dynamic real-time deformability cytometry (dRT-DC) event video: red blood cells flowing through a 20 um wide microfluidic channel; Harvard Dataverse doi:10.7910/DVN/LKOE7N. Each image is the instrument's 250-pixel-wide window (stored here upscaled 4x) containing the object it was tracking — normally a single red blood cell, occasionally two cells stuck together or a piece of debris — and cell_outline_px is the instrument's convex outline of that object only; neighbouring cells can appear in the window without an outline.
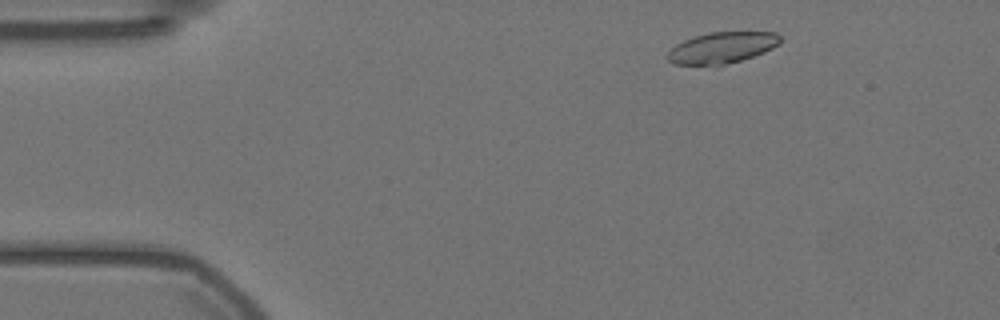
{"species": "Egyptian fruit bat (a non-hibernating species)", "species_latin": "Rousettus aegyptiacus", "temperature_condition": "warm", "stored_images_in_passage": 53, "camera_frame_rate_fps": 3000, "um_per_image_px": 0.085, "animal": {"sex": "female"}, "frame": {"image": 1, "passage_image": 4, "time_ms": 1.0, "image_size_px": [1000, 320], "cell_outline_px": [[780, 44], [764, 52], [716, 68], [676, 64], [668, 60], [664, 56], [676, 44], [684, 40], [708, 32], [776, 32], [780, 36]], "centroid_in_image_um": [61.32, 4.09], "position_along_channel_um": 23.7, "area_um2": 20.98}}
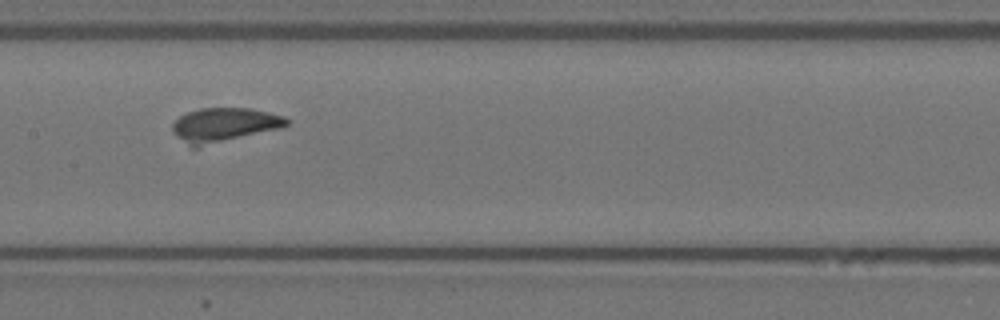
{"frame": {"image": 2, "passage_image": 24, "time_ms": 7.667, "image_size_px": [1000, 320], "cell_outline_px": [[288, 124], [280, 128], [200, 148], [192, 148], [176, 136], [172, 132], [172, 124], [180, 116], [188, 112], [200, 108], [252, 108], [284, 116], [288, 120]], "centroid_in_image_um": [19.02, 10.64], "position_along_channel_um": 188.4, "area_um2": 22.95}}
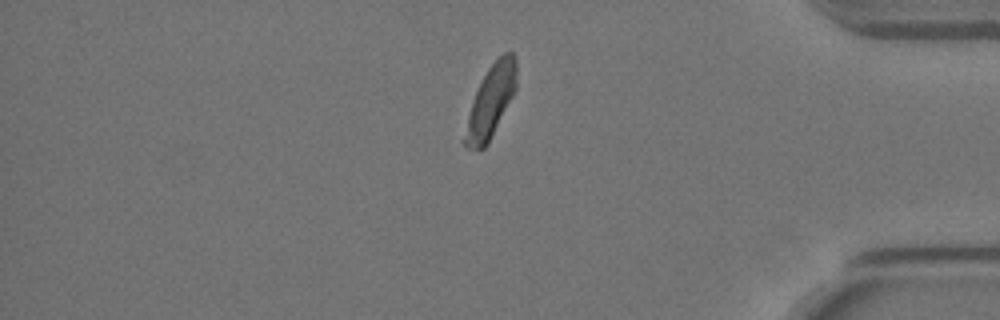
{"frame": {"image": 3, "passage_image": 44, "time_ms": 14.333, "image_size_px": [1000, 320], "cell_outline_px": [[516, 88], [488, 144], [484, 148], [468, 148], [460, 140], [472, 100], [488, 68], [504, 52], [512, 52], [516, 56]], "centroid_in_image_um": [41.68, 8.65], "position_along_channel_um": 393.5, "area_um2": 21.5}, "authors_computed_cell_mechanics": {"area_um2": 22.4842, "velocity_mm_per_s": 3.5181, "shape_relaxation_time_tau1_ms": 2.9576, "shape_relaxation_time_tau2_ms": null, "deformation_change_tau1": 0.0655, "deformation_change_tau2": null}}